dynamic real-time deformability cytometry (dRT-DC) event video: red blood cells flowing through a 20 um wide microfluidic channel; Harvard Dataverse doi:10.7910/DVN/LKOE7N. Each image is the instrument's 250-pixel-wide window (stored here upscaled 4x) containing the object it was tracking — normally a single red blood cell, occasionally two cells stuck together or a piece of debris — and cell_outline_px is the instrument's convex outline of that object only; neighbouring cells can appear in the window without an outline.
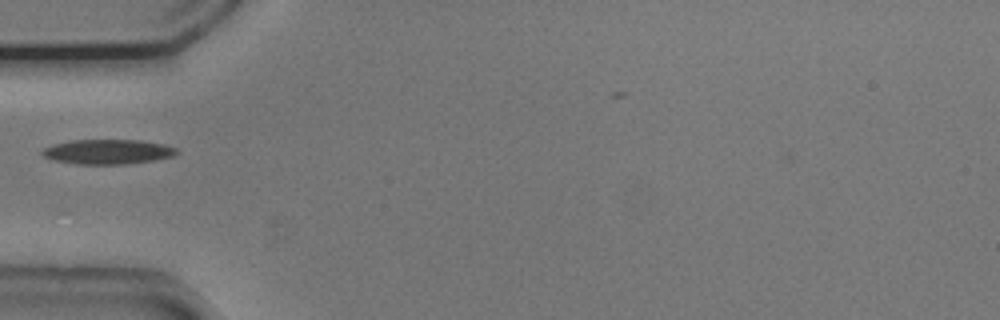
{"species": "common noctule bat (a hibernating species)", "species_latin": "Nyctalus noctula", "temperature_condition": "cold", "stored_images_in_passage": 31, "camera_frame_rate_fps": 3000, "um_per_image_px": 0.085, "animal": {"sex": "male", "body_mass_g": 20.5, "forearm_length_mm": 52.5}, "frame": {"image": 1, "passage_image": 1, "time_ms": 0.0, "image_size_px": [1000, 320], "cell_outline_px": [[180, 152], [172, 156], [156, 160], [124, 164], [76, 164], [52, 160], [44, 156], [40, 152], [44, 148], [56, 144], [72, 140], [140, 140], [164, 144], [176, 148]], "centroid_in_image_um": [9.18, 12.9], "position_along_channel_um": 75.8, "area_um2": 19.36}}